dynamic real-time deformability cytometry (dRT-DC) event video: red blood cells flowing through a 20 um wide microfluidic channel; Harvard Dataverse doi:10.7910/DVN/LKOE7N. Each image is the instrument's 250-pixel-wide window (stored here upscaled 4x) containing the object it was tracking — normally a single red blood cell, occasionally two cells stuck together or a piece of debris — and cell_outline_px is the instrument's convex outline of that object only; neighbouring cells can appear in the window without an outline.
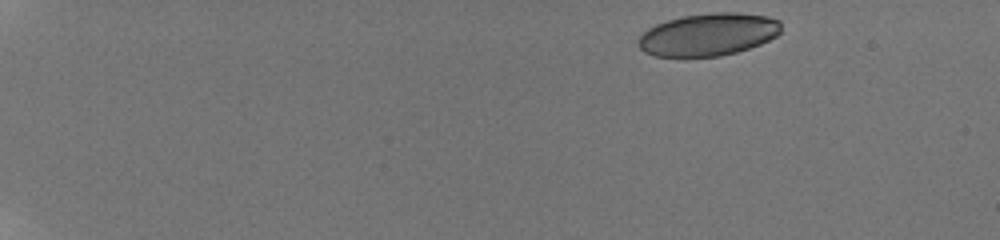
{"species": "human", "species_latin": "Homo sapiens", "temperature_condition": "room temperature", "stored_images_in_passage": 12, "camera_frame_rate_fps": 3000, "um_per_image_px": 0.085, "donor": {"sex": "male"}, "frame": {"image": 1, "passage_image": 1, "time_ms": 0.0, "image_size_px": [1000, 240], "cell_outline_px": [[780, 32], [776, 36], [760, 44], [736, 52], [720, 56], [656, 56], [644, 52], [640, 48], [640, 36], [648, 28], [656, 24], [668, 20], [684, 16], [712, 12], [740, 12], [768, 16], [780, 20]], "centroid_in_image_um": [60.24, 2.92], "position_along_channel_um": 24.8, "area_um2": 35.2}}
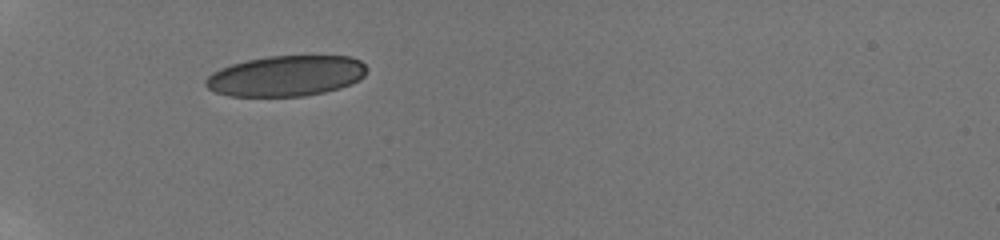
{"frame": {"image": 2, "passage_image": 7, "time_ms": 4.333, "image_size_px": [1000, 240], "cell_outline_px": [[368, 68], [364, 76], [360, 80], [352, 84], [340, 88], [324, 92], [304, 96], [228, 96], [216, 92], [208, 88], [204, 84], [204, 80], [212, 72], [220, 68], [232, 64], [248, 60], [268, 56], [352, 56], [360, 60]], "centroid_in_image_um": [24.33, 6.45], "position_along_channel_um": 60.7, "area_um2": 38.32}}
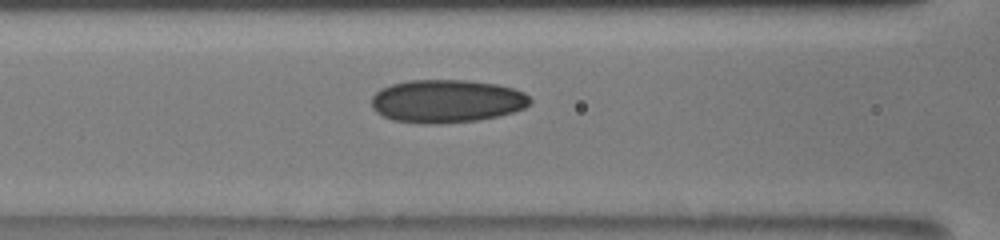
{"frame": {"image": 3, "passage_image": 10, "time_ms": 6.667, "image_size_px": [1000, 240], "cell_outline_px": [[532, 104], [524, 108], [512, 112], [496, 116], [476, 120], [440, 124], [420, 124], [392, 120], [376, 112], [372, 108], [372, 96], [380, 88], [392, 84], [408, 80], [468, 80], [496, 84], [512, 88], [524, 92], [532, 100]], "centroid_in_image_um": [37.95, 8.6], "position_along_channel_um": 128.6, "area_um2": 40.0}}